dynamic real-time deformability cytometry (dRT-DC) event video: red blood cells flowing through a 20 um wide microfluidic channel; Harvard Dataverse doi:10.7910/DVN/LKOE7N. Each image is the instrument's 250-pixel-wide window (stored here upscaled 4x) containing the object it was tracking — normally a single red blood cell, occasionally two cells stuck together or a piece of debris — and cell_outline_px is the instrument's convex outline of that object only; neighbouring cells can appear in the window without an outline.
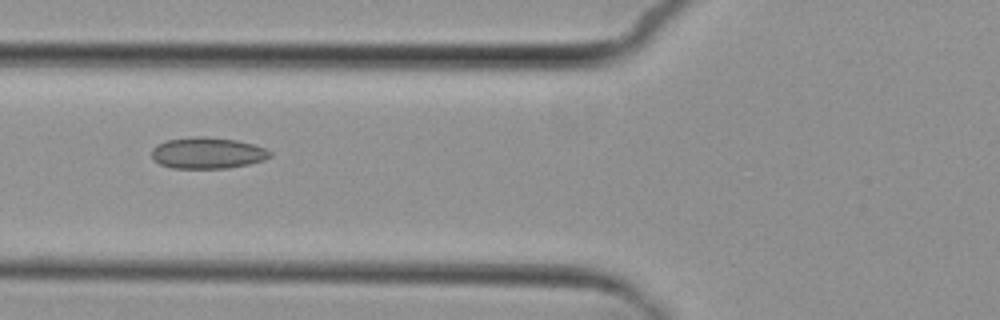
{"species": "common noctule bat (a hibernating species)", "species_latin": "Nyctalus noctula", "temperature_condition": "cold", "stored_images_in_passage": 6, "camera_frame_rate_fps": 3000, "um_per_image_px": 0.085, "animal": {"sex": "female", "body_mass_g": 29.2, "forearm_length_mm": 56.3}, "frame": {"image": 1, "passage_image": 4, "time_ms": 4.333, "image_size_px": [1000, 320], "cell_outline_px": [[272, 156], [264, 160], [248, 164], [228, 168], [172, 168], [160, 164], [152, 156], [152, 148], [156, 144], [164, 140], [196, 136], [208, 136], [236, 140], [252, 144], [264, 148], [272, 152]], "centroid_in_image_um": [17.63, 12.99], "position_along_channel_um": 108.2, "area_um2": 21.68}}
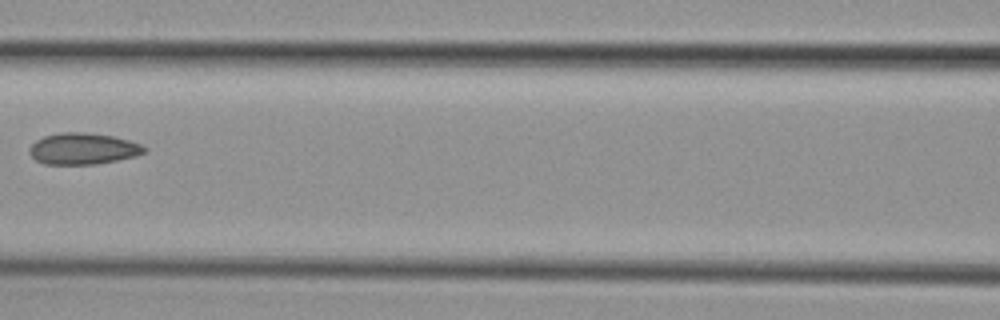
{"frame": {"image": 2, "passage_image": 5, "time_ms": 5.667, "image_size_px": [1000, 320], "cell_outline_px": [[148, 148], [144, 152], [136, 156], [96, 164], [44, 164], [36, 160], [28, 152], [28, 148], [36, 140], [44, 136], [60, 132], [84, 132], [112, 136], [128, 140], [140, 144]], "centroid_in_image_um": [7.03, 12.64], "position_along_channel_um": 159.6, "area_um2": 20.98}}
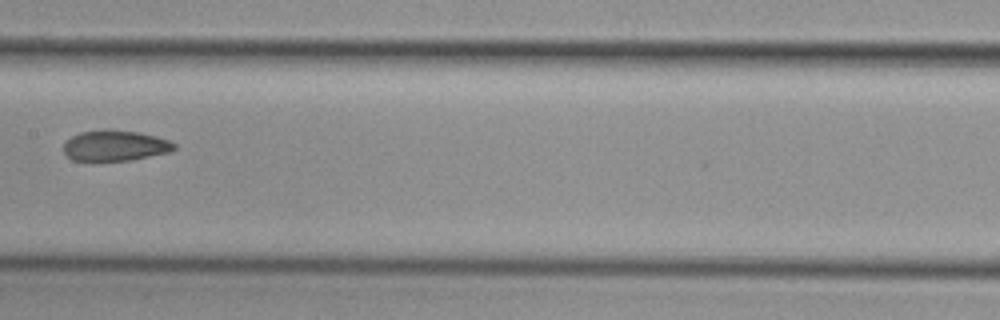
{"frame": {"image": 3, "passage_image": 6, "time_ms": 6.667, "image_size_px": [1000, 320], "cell_outline_px": [[176, 148], [168, 152], [132, 160], [72, 160], [64, 152], [64, 144], [72, 136], [80, 132], [140, 132], [156, 136], [168, 140], [176, 144]], "centroid_in_image_um": [9.82, 12.41], "position_along_channel_um": 197.6, "area_um2": 18.9}}